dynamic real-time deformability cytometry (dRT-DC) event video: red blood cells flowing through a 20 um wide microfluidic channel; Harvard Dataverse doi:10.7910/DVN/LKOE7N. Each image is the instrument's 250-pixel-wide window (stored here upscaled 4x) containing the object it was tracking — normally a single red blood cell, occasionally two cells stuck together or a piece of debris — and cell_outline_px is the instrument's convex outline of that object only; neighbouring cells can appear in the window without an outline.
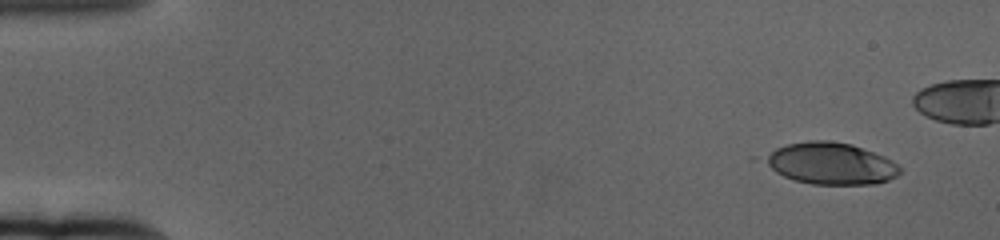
{"species": "human", "species_latin": "Homo sapiens", "temperature_condition": "cold", "stored_images_in_passage": 50, "camera_frame_rate_fps": 3000, "um_per_image_px": 0.085, "donor": {"sex": "female"}, "frame": {"image": 1, "passage_image": 1, "time_ms": 0.0, "image_size_px": [1000, 240], "cell_outline_px": [[900, 172], [896, 176], [888, 180], [876, 184], [812, 184], [796, 180], [784, 176], [776, 172], [760, 160], [764, 156], [776, 148], [788, 144], [812, 140], [828, 140], [852, 144], [884, 156], [896, 164], [900, 168]], "centroid_in_image_um": [70.59, 13.89], "position_along_channel_um": 14.4, "area_um2": 32.71}}
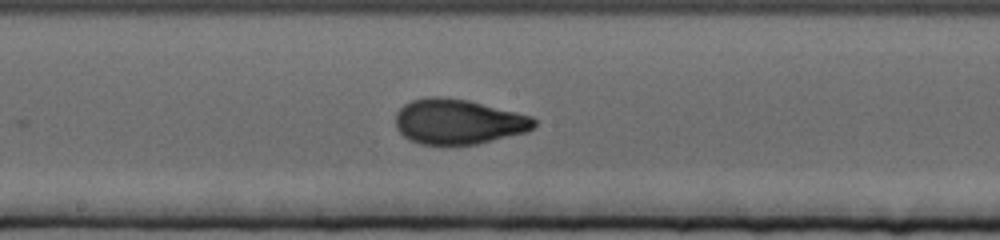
{"frame": {"image": 2, "passage_image": 30, "time_ms": 9.667, "image_size_px": [1000, 240], "cell_outline_px": [[536, 124], [532, 128], [524, 132], [476, 144], [420, 144], [404, 136], [396, 128], [396, 112], [404, 104], [412, 100], [428, 96], [444, 96], [468, 100], [532, 116], [536, 120]], "centroid_in_image_um": [38.92, 10.32], "position_along_channel_um": 209.3, "area_um2": 36.18}}
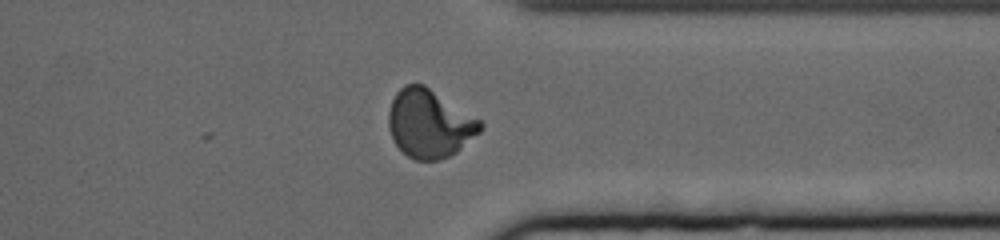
{"frame": {"image": 3, "passage_image": 45, "time_ms": 14.667, "image_size_px": [1000, 240], "cell_outline_px": [[484, 128], [480, 132], [456, 152], [440, 160], [416, 160], [408, 156], [392, 140], [388, 128], [388, 112], [392, 100], [396, 92], [404, 84], [424, 84], [480, 120], [484, 124]], "centroid_in_image_um": [36.49, 10.5], "position_along_channel_um": 374.9, "area_um2": 36.41}}